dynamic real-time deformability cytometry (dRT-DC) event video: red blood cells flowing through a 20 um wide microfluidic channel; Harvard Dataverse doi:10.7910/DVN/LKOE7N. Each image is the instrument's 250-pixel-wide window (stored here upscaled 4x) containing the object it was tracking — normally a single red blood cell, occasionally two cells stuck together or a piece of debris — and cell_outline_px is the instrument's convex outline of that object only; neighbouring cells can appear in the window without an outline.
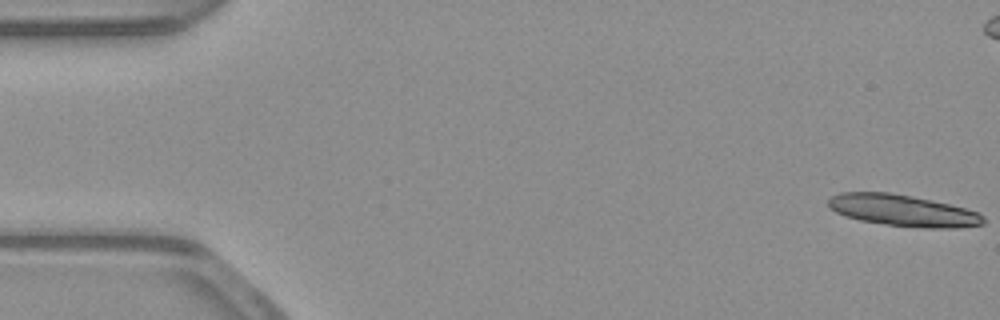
{"species": "common noctule bat (a hibernating species)", "species_latin": "Nyctalus noctula", "temperature_condition": "warm", "stored_images_in_passage": 15, "camera_frame_rate_fps": 3000, "um_per_image_px": 0.085, "animal": {"sex": "male", "body_mass_g": 23.1, "forearm_length_mm": 52.7}, "frame": {"image": 1, "passage_image": 1, "time_ms": 0.0, "image_size_px": [1000, 320], "cell_outline_px": [[984, 224], [960, 228], [924, 228], [888, 224], [860, 220], [844, 216], [828, 208], [828, 200], [832, 196], [840, 192], [888, 192], [912, 196], [948, 204], [980, 212], [984, 216]], "centroid_in_image_um": [76.75, 17.89], "position_along_channel_um": 8.3, "area_um2": 28.44}}